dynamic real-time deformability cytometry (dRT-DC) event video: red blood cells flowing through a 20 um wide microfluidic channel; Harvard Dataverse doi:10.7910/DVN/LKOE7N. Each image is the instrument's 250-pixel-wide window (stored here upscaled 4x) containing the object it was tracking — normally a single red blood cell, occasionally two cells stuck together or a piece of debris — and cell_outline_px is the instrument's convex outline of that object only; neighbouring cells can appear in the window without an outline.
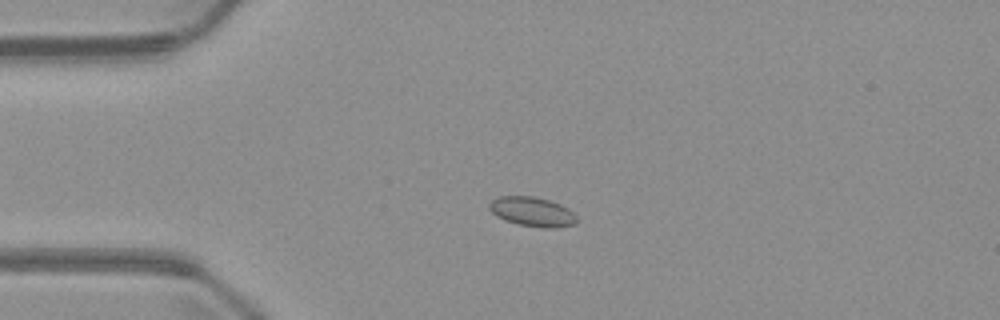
{"species": "common noctule bat (a hibernating species)", "species_latin": "Nyctalus noctula", "temperature_condition": "warm", "stored_images_in_passage": 5, "camera_frame_rate_fps": 3000, "um_per_image_px": 0.085, "animal": {"sex": "male", "body_mass_g": 23.1, "forearm_length_mm": 52.7}, "frame": {"image": 1, "passage_image": 4, "time_ms": 3.333, "image_size_px": [1000, 320], "cell_outline_px": [[576, 224], [556, 228], [544, 228], [520, 224], [504, 220], [496, 216], [488, 208], [488, 204], [492, 200], [500, 196], [532, 196], [548, 200], [560, 204], [568, 208], [576, 216]], "centroid_in_image_um": [45.23, 18.0], "position_along_channel_um": 39.8, "area_um2": 14.97}}